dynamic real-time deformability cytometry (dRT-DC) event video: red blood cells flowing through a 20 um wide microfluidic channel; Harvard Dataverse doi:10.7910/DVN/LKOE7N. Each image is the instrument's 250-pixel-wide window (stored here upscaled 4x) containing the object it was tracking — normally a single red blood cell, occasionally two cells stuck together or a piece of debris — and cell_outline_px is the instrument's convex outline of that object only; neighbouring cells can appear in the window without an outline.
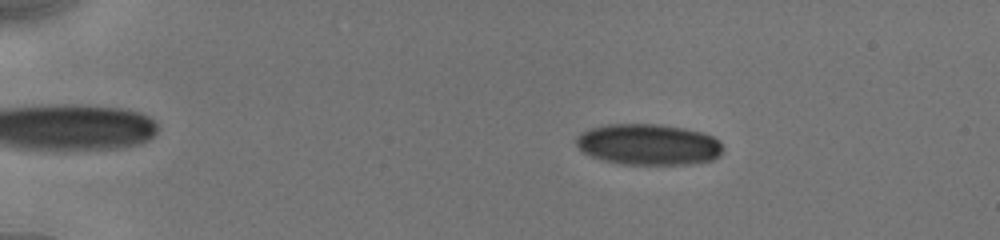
{"species": "human", "species_latin": "Homo sapiens", "temperature_condition": "cold", "stored_images_in_passage": 16, "camera_frame_rate_fps": 3000, "um_per_image_px": 0.085, "donor": {"sex": "male"}, "frame": {"image": 1, "passage_image": 5, "time_ms": 2.667, "image_size_px": [1000, 240], "cell_outline_px": [[724, 152], [720, 156], [712, 160], [688, 164], [616, 164], [592, 156], [584, 152], [576, 144], [576, 136], [580, 132], [588, 128], [604, 124], [660, 124], [684, 128], [704, 132], [712, 136], [724, 148]], "centroid_in_image_um": [55.11, 12.27], "position_along_channel_um": 29.9, "area_um2": 35.37}}
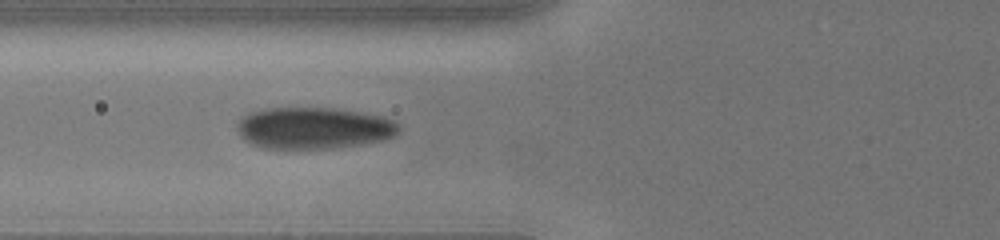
{"frame": {"image": 2, "passage_image": 11, "time_ms": 6.667, "image_size_px": [1000, 240], "cell_outline_px": [[400, 132], [396, 136], [384, 140], [360, 144], [332, 148], [260, 148], [244, 140], [240, 136], [236, 128], [240, 116], [248, 112], [264, 108], [336, 108], [380, 116], [392, 120], [400, 124]], "centroid_in_image_um": [26.63, 10.88], "position_along_channel_um": 99.2, "area_um2": 39.54}}
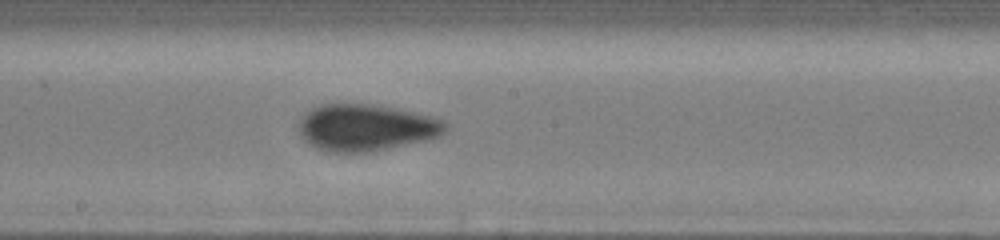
{"frame": {"image": 3, "passage_image": 16, "time_ms": 9.667, "image_size_px": [1000, 240], "cell_outline_px": [[448, 128], [440, 136], [424, 140], [372, 152], [324, 152], [308, 144], [304, 140], [300, 132], [300, 120], [312, 108], [324, 104], [372, 104], [412, 112], [444, 120], [448, 124]], "centroid_in_image_um": [31.11, 10.86], "position_along_channel_um": 217.1, "area_um2": 39.59}}